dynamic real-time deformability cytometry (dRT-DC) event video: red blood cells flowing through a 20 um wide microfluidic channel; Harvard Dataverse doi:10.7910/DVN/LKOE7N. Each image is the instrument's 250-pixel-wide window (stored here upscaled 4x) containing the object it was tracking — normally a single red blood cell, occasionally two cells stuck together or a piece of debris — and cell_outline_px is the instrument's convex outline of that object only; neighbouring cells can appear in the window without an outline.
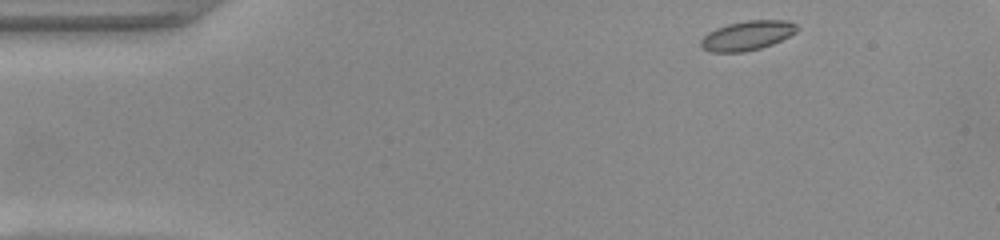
{"species": "common noctule bat (a hibernating species)", "species_latin": "Nyctalus noctula", "temperature_condition": "warm", "stored_images_in_passage": 42, "camera_frame_rate_fps": 3000, "um_per_image_px": 0.085, "animal": {"sex": "female", "body_mass_g": 22.0, "forearm_length_mm": 56.7}, "frame": {"image": 1, "passage_image": 1, "time_ms": 0.0, "image_size_px": [1000, 240], "cell_outline_px": [[800, 28], [796, 32], [772, 44], [760, 48], [744, 52], [708, 52], [700, 48], [700, 40], [708, 32], [716, 28], [728, 24], [748, 20], [788, 20], [796, 24]], "centroid_in_image_um": [63.49, 3.02], "position_along_channel_um": 21.5, "area_um2": 16.59}}
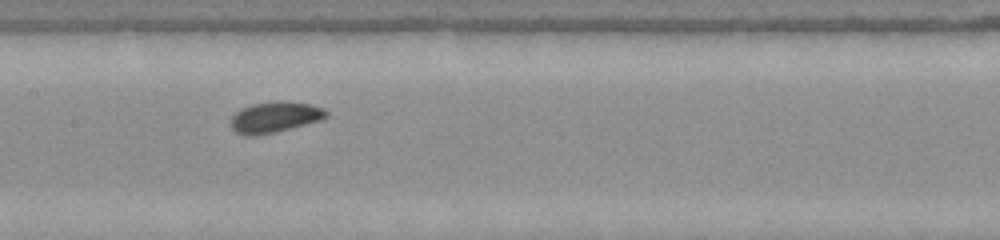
{"frame": {"image": 2, "passage_image": 19, "time_ms": 6.0, "image_size_px": [1000, 240], "cell_outline_px": [[328, 116], [320, 120], [276, 132], [256, 136], [248, 136], [236, 132], [232, 128], [232, 116], [240, 108], [252, 104], [272, 100], [280, 100], [312, 104], [324, 108], [328, 112]], "centroid_in_image_um": [23.37, 9.94], "position_along_channel_um": 184.0, "area_um2": 17.34}}
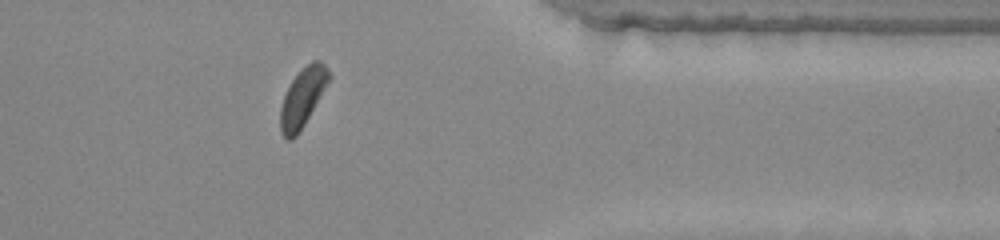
{"frame": {"image": 3, "passage_image": 35, "time_ms": 11.333, "image_size_px": [1000, 240], "cell_outline_px": [[332, 76], [304, 124], [296, 136], [292, 140], [288, 140], [280, 132], [280, 108], [284, 96], [292, 80], [312, 60], [320, 60], [324, 64]], "centroid_in_image_um": [25.72, 8.3], "position_along_channel_um": 385.7, "area_um2": 16.18}}